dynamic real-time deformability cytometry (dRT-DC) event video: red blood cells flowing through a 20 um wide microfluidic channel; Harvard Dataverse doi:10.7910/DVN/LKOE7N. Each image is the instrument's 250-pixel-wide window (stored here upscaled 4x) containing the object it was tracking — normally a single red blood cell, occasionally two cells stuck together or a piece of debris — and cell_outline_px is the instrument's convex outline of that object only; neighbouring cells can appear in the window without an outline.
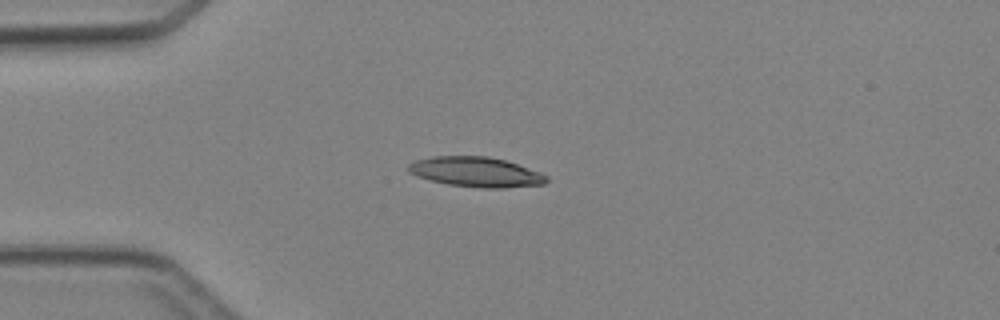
{"species": "Egyptian fruit bat (a non-hibernating species)", "species_latin": "Rousettus aegyptiacus", "temperature_condition": "cold", "stored_images_in_passage": 2, "camera_frame_rate_fps": 3000, "um_per_image_px": 0.085, "animal": {"sex": "female"}, "frame": {"image": 1, "passage_image": 1, "time_ms": 0.0, "image_size_px": [1000, 320], "cell_outline_px": [[548, 180], [544, 184], [504, 188], [480, 188], [448, 184], [416, 176], [408, 172], [408, 164], [416, 160], [432, 156], [488, 156], [504, 160], [540, 172], [548, 176]], "centroid_in_image_um": [40.45, 14.62], "position_along_channel_um": 44.6, "area_um2": 24.04}}